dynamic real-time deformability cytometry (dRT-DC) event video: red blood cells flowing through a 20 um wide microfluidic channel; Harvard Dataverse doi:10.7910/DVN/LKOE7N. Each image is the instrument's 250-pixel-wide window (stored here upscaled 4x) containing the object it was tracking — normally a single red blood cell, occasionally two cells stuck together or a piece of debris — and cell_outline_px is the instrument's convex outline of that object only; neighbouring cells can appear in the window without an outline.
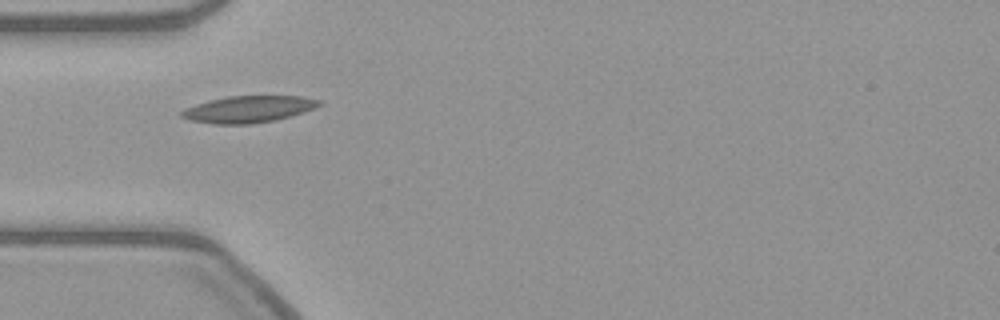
{"species": "common noctule bat (a hibernating species)", "species_latin": "Nyctalus noctula", "temperature_condition": "warm", "stored_images_in_passage": 4, "camera_frame_rate_fps": 3000, "um_per_image_px": 0.085, "animal": {"sex": "female", "body_mass_g": 21.9}, "frame": {"image": 1, "passage_image": 1, "time_ms": 0.0, "image_size_px": [1000, 320], "cell_outline_px": [[324, 104], [304, 112], [292, 116], [276, 120], [252, 124], [212, 124], [192, 120], [180, 116], [180, 112], [184, 108], [196, 104], [228, 96], [300, 96], [320, 100]], "centroid_in_image_um": [21.15, 9.29], "position_along_channel_um": 63.9, "area_um2": 21.44}}